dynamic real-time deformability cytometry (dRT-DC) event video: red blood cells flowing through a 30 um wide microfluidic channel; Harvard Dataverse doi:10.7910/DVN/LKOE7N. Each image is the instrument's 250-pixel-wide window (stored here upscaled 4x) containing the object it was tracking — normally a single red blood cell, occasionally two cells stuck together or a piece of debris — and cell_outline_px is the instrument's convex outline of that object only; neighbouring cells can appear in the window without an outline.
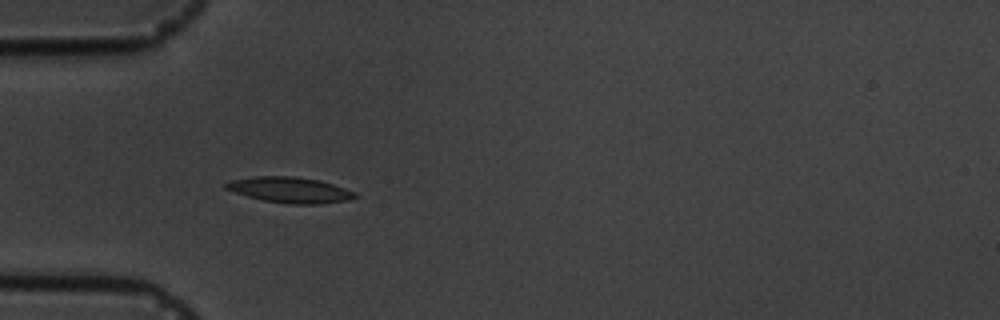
{"species": "common noctule bat (a hibernating species)", "species_latin": "Nyctalus noctula", "temperature_condition": "cold", "stored_images_in_passage": 7, "camera_frame_rate_fps": 3000, "um_per_image_px": 0.085, "animal": {"sex": "male", "body_mass_g": 19.5, "forearm_length_mm": 54.6}, "frame": {"image": 1, "passage_image": 5, "time_ms": 4.667, "image_size_px": [1000, 320], "cell_outline_px": [[356, 196], [348, 200], [320, 204], [288, 204], [264, 200], [248, 196], [224, 188], [224, 184], [232, 180], [256, 176], [296, 176], [316, 180], [332, 184], [356, 192]], "centroid_in_image_um": [24.64, 16.14], "position_along_channel_um": 60.4, "area_um2": 19.07}}
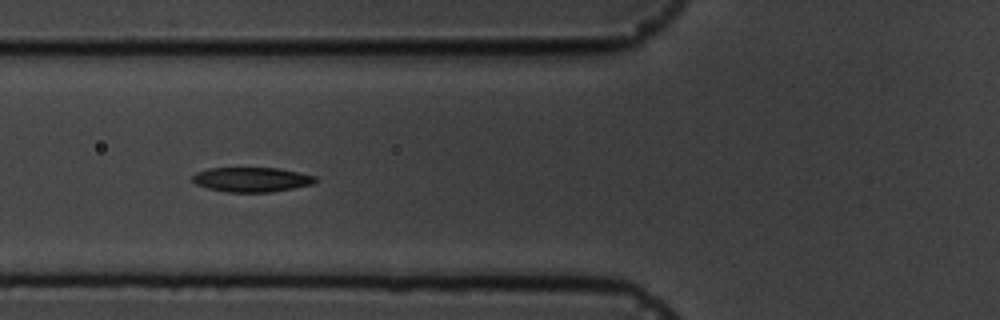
{"frame": {"image": 2, "passage_image": 6, "time_ms": 6.0, "image_size_px": [1000, 320], "cell_outline_px": [[316, 180], [312, 184], [272, 192], [228, 192], [208, 188], [196, 184], [192, 180], [192, 176], [196, 172], [208, 168], [276, 168], [316, 176]], "centroid_in_image_um": [21.35, 15.26], "position_along_channel_um": 104.5, "area_um2": 17.46}}
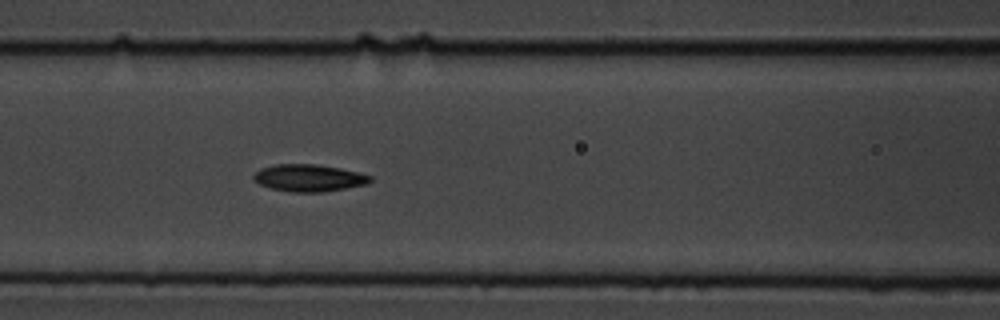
{"frame": {"image": 3, "passage_image": 7, "time_ms": 7.0, "image_size_px": [1000, 320], "cell_outline_px": [[372, 180], [368, 184], [324, 192], [292, 192], [272, 188], [260, 184], [252, 176], [260, 168], [276, 164], [316, 164], [340, 168], [372, 176]], "centroid_in_image_um": [26.28, 15.12], "position_along_channel_um": 140.3, "area_um2": 18.32}}